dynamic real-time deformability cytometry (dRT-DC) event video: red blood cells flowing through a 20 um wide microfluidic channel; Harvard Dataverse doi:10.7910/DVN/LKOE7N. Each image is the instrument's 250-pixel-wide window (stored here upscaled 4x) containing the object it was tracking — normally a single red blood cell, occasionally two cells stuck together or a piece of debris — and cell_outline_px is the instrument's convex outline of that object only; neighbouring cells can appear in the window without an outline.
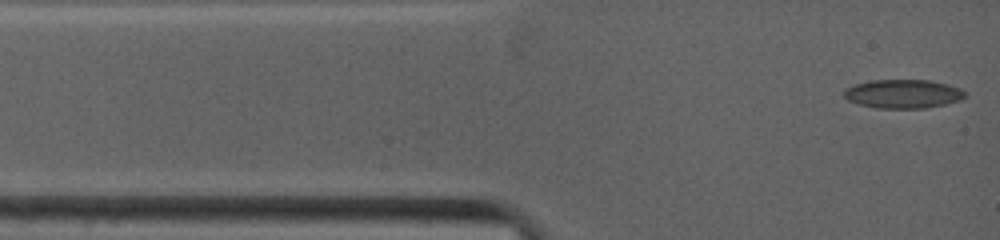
{"species": "common noctule bat (a hibernating species)", "species_latin": "Nyctalus noctula", "temperature_condition": "warm", "stored_images_in_passage": 40, "camera_frame_rate_fps": 4500, "um_per_image_px": 0.085, "animal": {"sex": "female", "body_mass_g": 19.0, "forearm_length_mm": 53.3}, "frame": {"image": 1, "passage_image": 1, "time_ms": 0.0, "image_size_px": [1000, 240], "cell_outline_px": [[968, 96], [960, 100], [944, 104], [924, 108], [876, 108], [860, 104], [848, 100], [844, 96], [844, 92], [848, 88], [856, 84], [872, 80], [928, 80], [948, 84], [960, 88]], "centroid_in_image_um": [76.8, 7.98], "position_along_channel_um": 8.2, "area_um2": 20.11}}
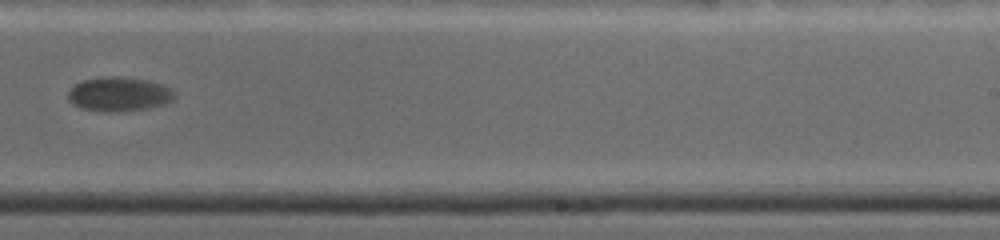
{"frame": {"image": 2, "passage_image": 18, "time_ms": 8.222, "image_size_px": [1000, 240], "cell_outline_px": [[176, 96], [172, 100], [164, 104], [148, 108], [116, 112], [108, 112], [80, 108], [72, 104], [68, 100], [68, 92], [76, 84], [84, 80], [108, 76], [116, 76], [148, 80], [172, 88], [176, 92]], "centroid_in_image_um": [10.14, 8.01], "position_along_channel_um": 278.9, "area_um2": 21.27}}
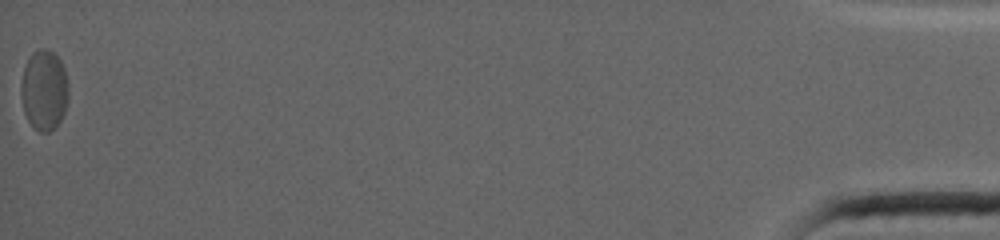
{"frame": {"image": 3, "passage_image": 40, "time_ms": 16.889, "image_size_px": [1000, 240], "cell_outline_px": [[68, 96], [64, 112], [60, 120], [48, 132], [40, 132], [28, 120], [24, 112], [20, 96], [20, 84], [24, 68], [28, 56], [32, 52], [40, 48], [48, 48], [60, 60], [64, 68], [68, 88]], "centroid_in_image_um": [3.72, 7.61], "position_along_channel_um": 431.5, "area_um2": 22.2}, "authors_computed_cell_mechanics": {"area_um2": 21.5305, "velocity_mm_per_s": 3.7795, "shape_relaxation_time_tau1_ms": 4.2735, "shape_relaxation_time_tau2_ms": null, "deformation_change_tau1": 0.0925, "deformation_change_tau2": null}}